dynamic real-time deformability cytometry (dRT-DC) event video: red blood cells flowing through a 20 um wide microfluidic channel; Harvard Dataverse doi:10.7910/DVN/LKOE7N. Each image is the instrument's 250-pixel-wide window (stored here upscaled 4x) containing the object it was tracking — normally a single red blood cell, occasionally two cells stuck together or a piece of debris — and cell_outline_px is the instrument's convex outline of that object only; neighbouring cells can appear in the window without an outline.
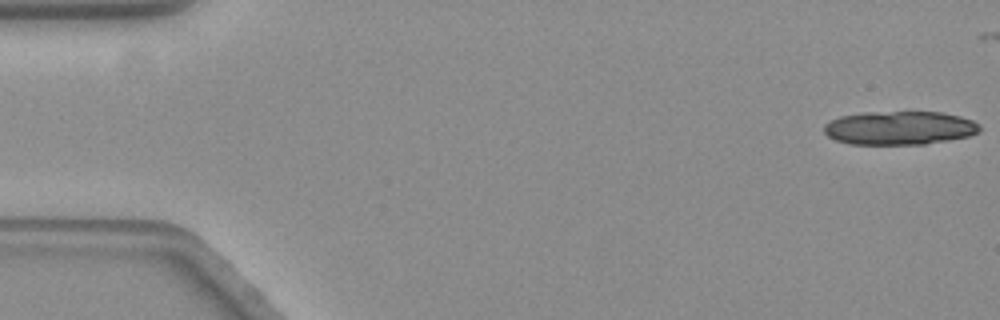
{"species": "common noctule bat (a hibernating species)", "species_latin": "Nyctalus noctula", "temperature_condition": "warm", "stored_images_in_passage": 9, "camera_frame_rate_fps": 3000, "um_per_image_px": 0.085, "animal": {"sex": "female", "body_mass_g": 19.3, "forearm_length_mm": 54.1}, "frame": {"image": 1, "passage_image": 1, "time_ms": 0.0, "image_size_px": [1000, 320], "cell_outline_px": [[980, 128], [976, 132], [968, 136], [924, 144], [852, 144], [836, 140], [828, 136], [824, 132], [824, 124], [840, 116], [860, 112], [940, 112], [960, 116], [972, 120]], "centroid_in_image_um": [76.4, 10.87], "position_along_channel_um": 8.6, "area_um2": 30.23}}